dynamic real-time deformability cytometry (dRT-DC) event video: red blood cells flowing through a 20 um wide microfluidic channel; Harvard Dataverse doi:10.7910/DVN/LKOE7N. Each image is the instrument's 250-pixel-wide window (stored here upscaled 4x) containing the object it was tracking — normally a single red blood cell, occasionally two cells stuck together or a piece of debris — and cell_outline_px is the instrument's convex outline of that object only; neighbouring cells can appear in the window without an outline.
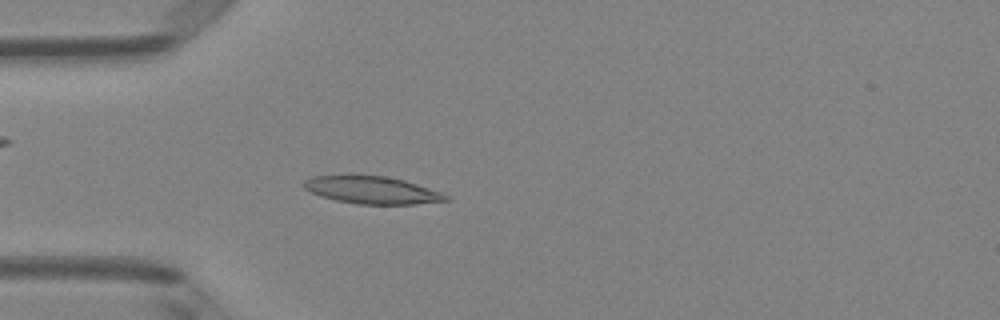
{"species": "Egyptian fruit bat (a non-hibernating species)", "species_latin": "Rousettus aegyptiacus", "temperature_condition": "room temperature", "stored_images_in_passage": 48, "camera_frame_rate_fps": 3000, "um_per_image_px": 0.085, "animal": {"sex": "female"}, "frame": {"image": 1, "passage_image": 13, "time_ms": 4.0, "image_size_px": [1000, 320], "cell_outline_px": [[452, 200], [416, 204], [356, 204], [336, 200], [320, 196], [304, 188], [300, 184], [304, 180], [312, 176], [348, 172], [352, 172], [384, 176], [404, 180], [440, 192], [448, 196]], "centroid_in_image_um": [31.51, 16.11], "position_along_channel_um": 53.5, "area_um2": 23.58}}
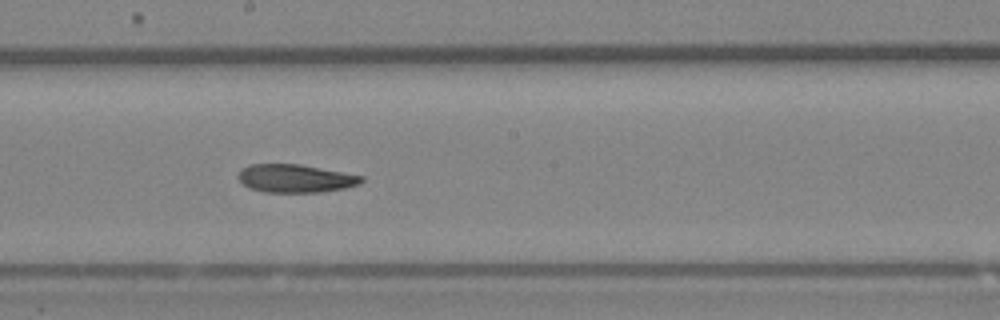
{"frame": {"image": 2, "passage_image": 26, "time_ms": 8.333, "image_size_px": [1000, 320], "cell_outline_px": [[364, 180], [360, 184], [344, 188], [320, 192], [264, 192], [248, 188], [236, 176], [240, 168], [248, 164], [300, 164], [364, 176]], "centroid_in_image_um": [25.07, 15.16], "position_along_channel_um": 223.1, "area_um2": 20.35}}
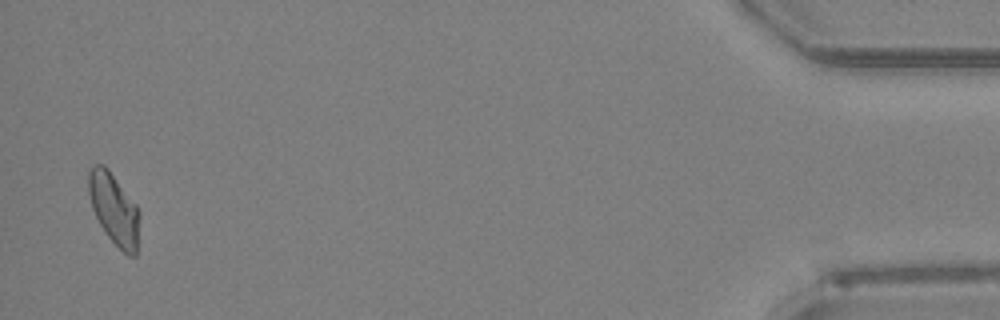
{"frame": {"image": 3, "passage_image": 47, "time_ms": 15.333, "image_size_px": [1000, 320], "cell_outline_px": [[140, 212], [136, 256], [128, 256], [108, 236], [100, 224], [92, 208], [88, 192], [88, 172], [92, 164], [104, 164], [108, 168], [136, 204]], "centroid_in_image_um": [9.69, 17.72], "position_along_channel_um": 425.5, "area_um2": 21.15}}